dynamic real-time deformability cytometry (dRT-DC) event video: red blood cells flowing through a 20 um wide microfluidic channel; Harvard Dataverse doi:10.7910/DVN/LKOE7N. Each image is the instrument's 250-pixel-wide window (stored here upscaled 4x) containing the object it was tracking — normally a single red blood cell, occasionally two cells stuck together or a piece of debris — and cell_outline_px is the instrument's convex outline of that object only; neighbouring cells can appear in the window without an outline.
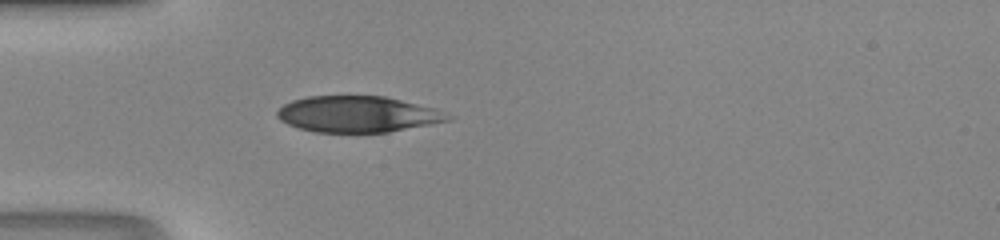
{"species": "human", "species_latin": "Homo sapiens", "temperature_condition": "room temperature", "stored_images_in_passage": 27, "camera_frame_rate_fps": 3000, "um_per_image_px": 0.085, "donor": {"sex": "male"}, "frame": {"image": 1, "passage_image": 1, "time_ms": 0.0, "image_size_px": [1000, 240], "cell_outline_px": [[448, 120], [388, 132], [312, 132], [288, 124], [280, 120], [276, 116], [276, 112], [284, 104], [292, 100], [308, 96], [384, 96], [436, 108], [448, 116]], "centroid_in_image_um": [30.32, 9.7], "position_along_channel_um": 54.7, "area_um2": 35.55}}
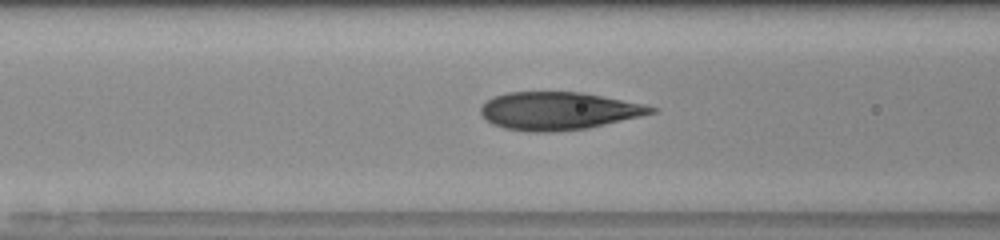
{"frame": {"image": 2, "passage_image": 6, "time_ms": 1.667, "image_size_px": [1000, 240], "cell_outline_px": [[656, 112], [640, 116], [588, 128], [552, 132], [528, 132], [504, 128], [492, 124], [480, 112], [480, 108], [492, 96], [508, 92], [580, 92], [644, 104], [656, 108]], "centroid_in_image_um": [47.44, 9.43], "position_along_channel_um": 119.2, "area_um2": 37.34}}
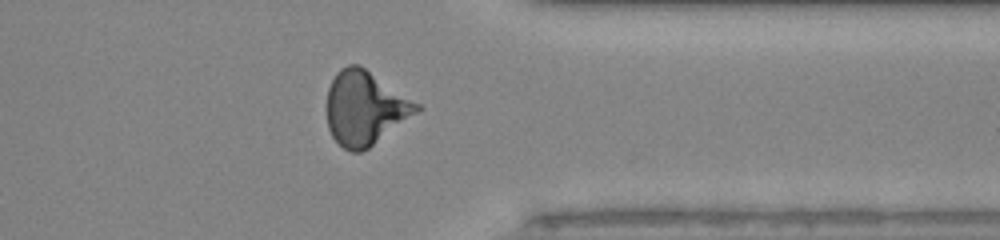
{"frame": {"image": 3, "passage_image": 24, "time_ms": 7.667, "image_size_px": [1000, 240], "cell_outline_px": [[424, 108], [368, 148], [360, 152], [352, 152], [344, 148], [332, 136], [328, 128], [328, 88], [336, 72], [340, 68], [348, 64], [360, 64], [420, 104]], "centroid_in_image_um": [31.04, 9.16], "position_along_channel_um": 380.4, "area_um2": 38.55}}